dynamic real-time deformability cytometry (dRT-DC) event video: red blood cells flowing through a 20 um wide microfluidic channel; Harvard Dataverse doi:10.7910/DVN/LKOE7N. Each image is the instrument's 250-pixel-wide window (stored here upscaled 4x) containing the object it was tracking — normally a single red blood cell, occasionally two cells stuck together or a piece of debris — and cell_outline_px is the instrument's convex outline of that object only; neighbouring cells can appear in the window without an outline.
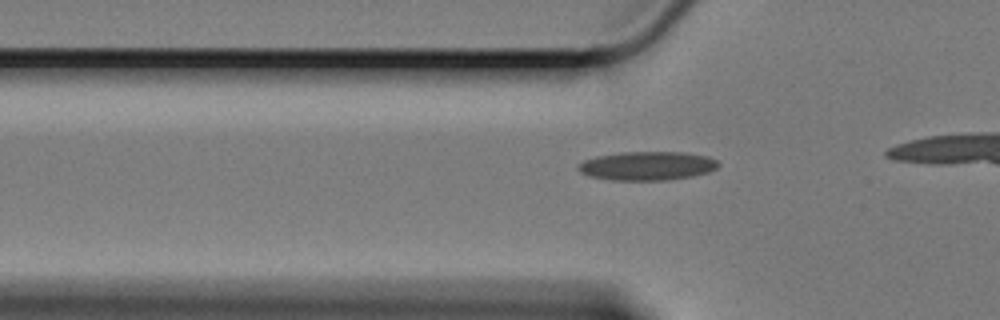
{"species": "Egyptian fruit bat (a non-hibernating species)", "species_latin": "Rousettus aegyptiacus", "temperature_condition": "cold", "stored_images_in_passage": 18, "camera_frame_rate_fps": 3000, "um_per_image_px": 0.085, "animal": {"sex": "female"}, "frame": {"image": 1, "passage_image": 11, "time_ms": 3.333, "image_size_px": [1000, 320], "cell_outline_px": [[720, 164], [716, 168], [708, 172], [692, 176], [664, 180], [612, 180], [588, 176], [580, 172], [576, 168], [584, 160], [596, 156], [620, 152], [684, 152], [708, 156], [716, 160]], "centroid_in_image_um": [55.0, 14.09], "position_along_channel_um": 70.8, "area_um2": 23.52}}
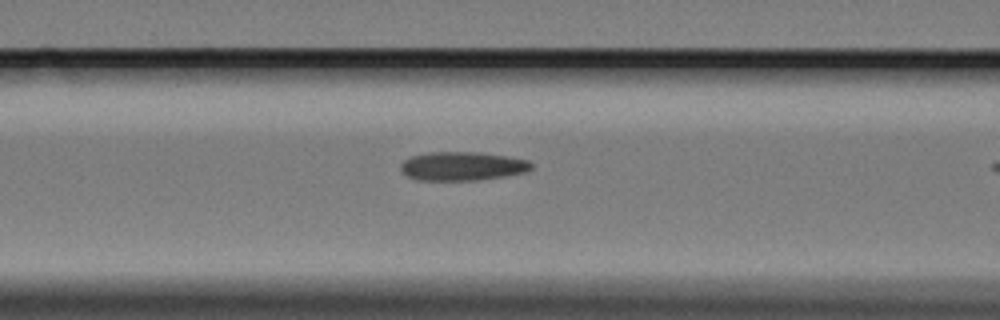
{"frame": {"image": 2, "passage_image": 16, "time_ms": 5.0, "image_size_px": [1000, 320], "cell_outline_px": [[532, 168], [528, 172], [504, 176], [476, 180], [416, 180], [408, 176], [400, 168], [400, 164], [404, 160], [412, 156], [428, 152], [480, 152], [528, 160], [532, 164]], "centroid_in_image_um": [39.3, 14.12], "position_along_channel_um": 127.3, "area_um2": 21.85}}